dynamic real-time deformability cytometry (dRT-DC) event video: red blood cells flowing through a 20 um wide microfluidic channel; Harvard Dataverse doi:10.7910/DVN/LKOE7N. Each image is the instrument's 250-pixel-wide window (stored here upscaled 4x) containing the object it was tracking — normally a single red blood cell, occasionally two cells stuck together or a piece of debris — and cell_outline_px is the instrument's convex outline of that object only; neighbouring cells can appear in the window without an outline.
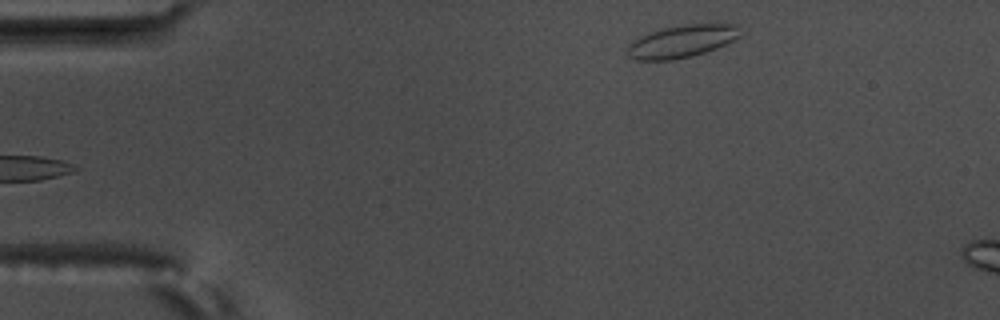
{"species": "common noctule bat (a hibernating species)", "species_latin": "Nyctalus noctula", "temperature_condition": "warm", "stored_images_in_passage": 2, "camera_frame_rate_fps": 3000, "um_per_image_px": 0.085, "animal": {"sex": "male", "body_mass_g": 17.5, "forearm_length_mm": 52.3}, "frame": {"image": 1, "passage_image": 2, "time_ms": 0.333, "image_size_px": [1000, 320], "cell_outline_px": [[744, 32], [740, 36], [716, 48], [692, 56], [672, 60], [636, 60], [628, 56], [624, 48], [632, 40], [640, 36], [660, 28], [684, 24], [740, 24]], "centroid_in_image_um": [57.94, 3.5], "position_along_channel_um": 27.1, "area_um2": 21.73}}